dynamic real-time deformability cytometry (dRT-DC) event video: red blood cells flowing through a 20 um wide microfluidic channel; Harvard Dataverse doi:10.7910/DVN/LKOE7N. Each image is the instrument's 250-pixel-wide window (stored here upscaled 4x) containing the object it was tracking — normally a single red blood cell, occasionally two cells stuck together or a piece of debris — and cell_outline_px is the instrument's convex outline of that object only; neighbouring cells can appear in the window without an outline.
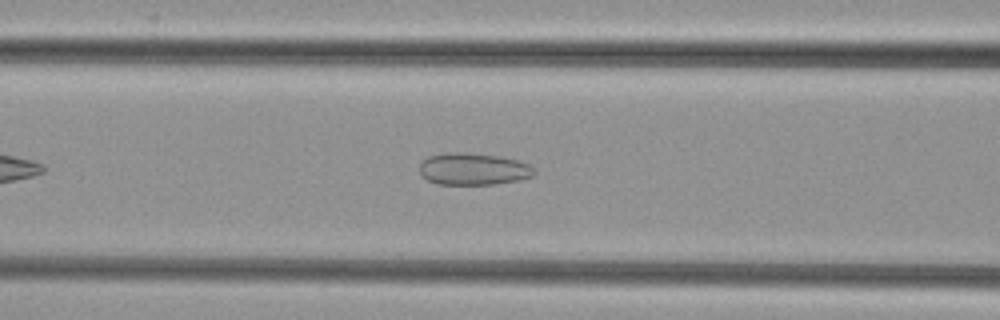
{"species": "common noctule bat (a hibernating species)", "species_latin": "Nyctalus noctula", "temperature_condition": "cold", "stored_images_in_passage": 34, "camera_frame_rate_fps": 3000, "um_per_image_px": 0.085, "animal": {"sex": "female", "body_mass_g": 29.2, "forearm_length_mm": 56.3}, "frame": {"image": 1, "passage_image": 10, "time_ms": 3.0, "image_size_px": [1000, 320], "cell_outline_px": [[536, 172], [532, 176], [520, 180], [492, 184], [436, 184], [428, 180], [420, 172], [420, 164], [428, 156], [448, 152], [464, 152], [500, 156], [516, 160], [528, 164]], "centroid_in_image_um": [40.22, 14.36], "position_along_channel_um": 126.4, "area_um2": 21.27}}
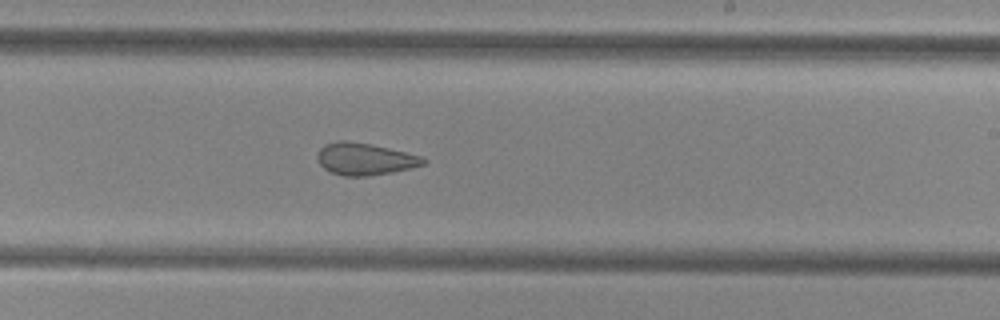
{"frame": {"image": 2, "passage_image": 20, "time_ms": 6.333, "image_size_px": [1000, 320], "cell_outline_px": [[428, 160], [424, 164], [392, 172], [368, 176], [344, 176], [332, 172], [324, 168], [320, 164], [316, 156], [320, 148], [324, 144], [336, 140], [344, 140], [372, 144], [420, 156]], "centroid_in_image_um": [30.96, 13.5], "position_along_channel_um": 258.0, "area_um2": 19.65}}
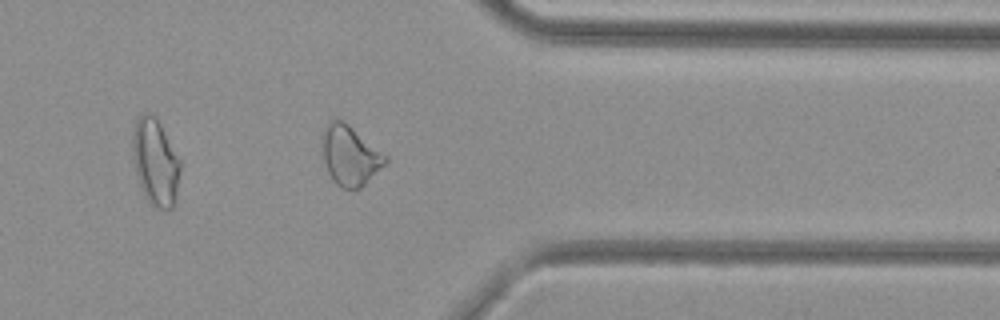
{"frame": {"image": 3, "passage_image": 30, "time_ms": 9.667, "image_size_px": [1000, 320], "cell_outline_px": [[388, 160], [360, 188], [340, 188], [332, 180], [328, 172], [320, 148], [320, 136], [328, 120], [344, 120], [388, 156]], "centroid_in_image_um": [29.69, 13.17], "position_along_channel_um": 381.7, "area_um2": 22.2}}